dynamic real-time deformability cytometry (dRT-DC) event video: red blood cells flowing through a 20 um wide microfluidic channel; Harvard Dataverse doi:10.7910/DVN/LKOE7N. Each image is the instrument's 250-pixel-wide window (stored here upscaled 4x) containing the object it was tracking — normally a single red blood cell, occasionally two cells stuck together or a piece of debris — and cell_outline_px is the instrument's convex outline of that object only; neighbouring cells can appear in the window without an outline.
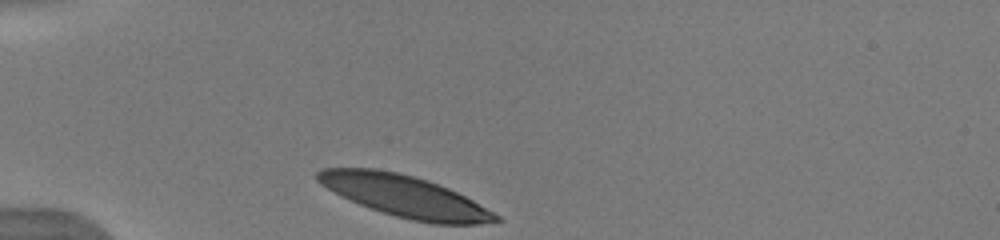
{"species": "human", "species_latin": "Homo sapiens", "temperature_condition": "warm", "stored_images_in_passage": 32, "camera_frame_rate_fps": 3000, "um_per_image_px": 0.085, "donor": {"sex": "male"}, "frame": {"image": 1, "passage_image": 1, "time_ms": 0.0, "image_size_px": [1000, 240], "cell_outline_px": [[504, 220], [480, 224], [432, 224], [412, 220], [396, 216], [360, 204], [320, 184], [316, 180], [316, 172], [320, 168], [376, 168], [400, 172], [428, 180], [448, 188], [472, 200], [500, 216]], "centroid_in_image_um": [34.42, 16.67], "position_along_channel_um": 50.6, "area_um2": 42.83}}
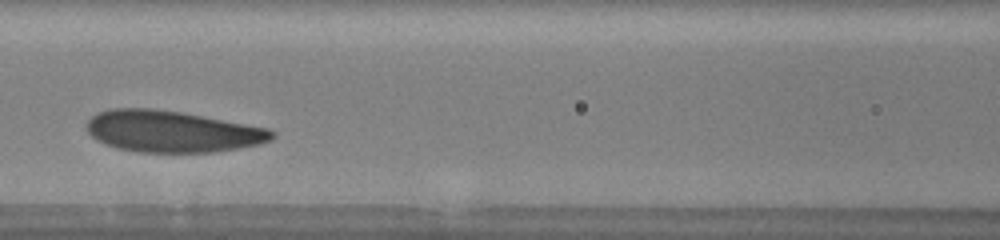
{"frame": {"image": 2, "passage_image": 11, "time_ms": 3.333, "image_size_px": [1000, 240], "cell_outline_px": [[276, 136], [272, 140], [260, 144], [240, 148], [216, 152], [140, 152], [116, 148], [104, 144], [96, 140], [88, 132], [84, 124], [96, 112], [108, 108], [152, 108], [180, 112], [268, 128], [276, 132]], "centroid_in_image_um": [14.6, 11.17], "position_along_channel_um": 152.0, "area_um2": 45.14}}
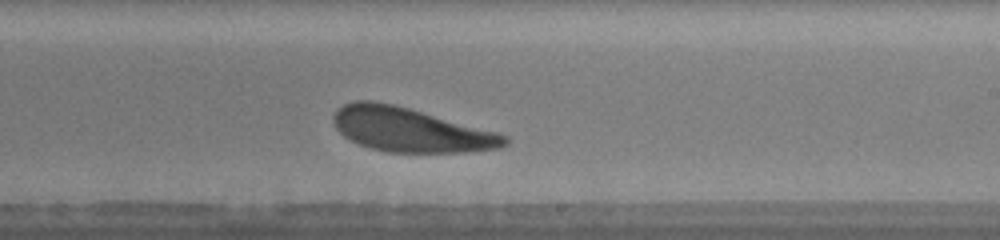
{"frame": {"image": 3, "passage_image": 19, "time_ms": 6.0, "image_size_px": [1000, 240], "cell_outline_px": [[508, 144], [500, 148], [468, 152], [388, 152], [372, 148], [360, 144], [344, 136], [336, 128], [332, 120], [332, 116], [336, 108], [344, 104], [356, 100], [372, 100], [392, 104], [408, 108], [496, 132], [508, 136]], "centroid_in_image_um": [34.86, 11.03], "position_along_channel_um": 254.1, "area_um2": 43.7}, "authors_computed_cell_mechanics": {"area_um2": 44.5927, "velocity_mm_per_s": 3.8434, "shape_relaxation_time_tau1_ms": 1.5137, "shape_relaxation_time_tau2_ms": 3.2188, "deformation_change_tau1": 0.0988, "deformation_change_tau2": 0.1327}}